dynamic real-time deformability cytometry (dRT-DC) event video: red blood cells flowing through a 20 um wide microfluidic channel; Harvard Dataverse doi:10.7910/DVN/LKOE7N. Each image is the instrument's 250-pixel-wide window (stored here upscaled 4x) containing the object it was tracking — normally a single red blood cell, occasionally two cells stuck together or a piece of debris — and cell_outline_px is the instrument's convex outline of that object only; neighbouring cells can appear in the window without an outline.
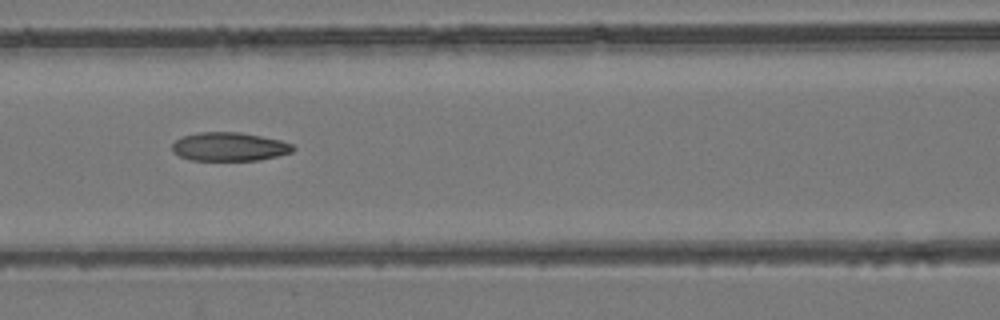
{"species": "common noctule bat (a hibernating species)", "species_latin": "Nyctalus noctula", "temperature_condition": "room temperature", "stored_images_in_passage": 8, "camera_frame_rate_fps": 3000, "um_per_image_px": 0.085, "animal": {"sex": "female", "body_mass_g": 24.6, "forearm_length_mm": 56.2}, "frame": {"image": 1, "passage_image": 7, "time_ms": 2.0, "image_size_px": [1000, 320], "cell_outline_px": [[296, 148], [292, 152], [260, 160], [192, 160], [180, 156], [172, 152], [172, 144], [176, 140], [184, 136], [200, 132], [240, 132], [280, 140], [292, 144]], "centroid_in_image_um": [19.5, 12.47], "position_along_channel_um": 147.1, "area_um2": 20.06}}
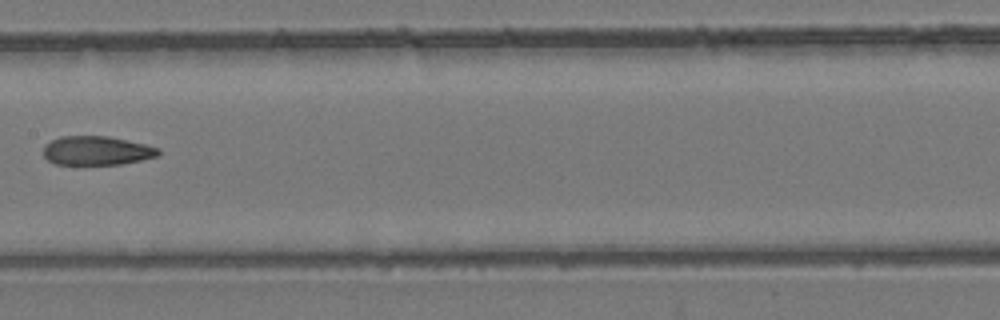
{"frame": {"image": 2, "passage_image": 8, "time_ms": 2.333, "image_size_px": [1000, 320], "cell_outline_px": [[160, 156], [120, 164], [56, 164], [48, 160], [44, 156], [44, 144], [60, 136], [108, 136], [144, 144], [160, 148]], "centroid_in_image_um": [8.23, 12.8], "position_along_channel_um": 199.2, "area_um2": 19.36}}